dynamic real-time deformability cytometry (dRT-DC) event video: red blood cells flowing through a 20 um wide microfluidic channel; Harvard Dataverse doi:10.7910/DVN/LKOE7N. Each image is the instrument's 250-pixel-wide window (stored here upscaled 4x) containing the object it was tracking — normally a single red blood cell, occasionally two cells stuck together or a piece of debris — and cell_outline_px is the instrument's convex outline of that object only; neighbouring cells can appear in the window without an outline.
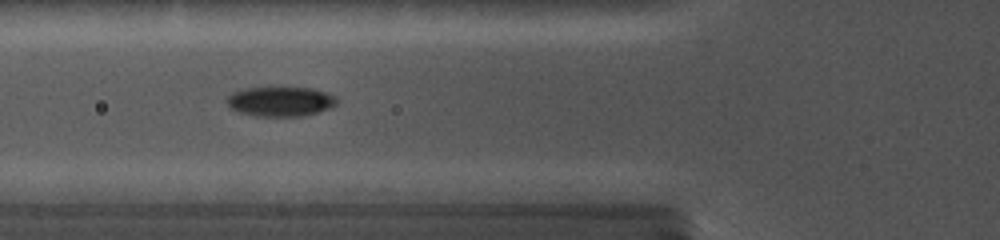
{"species": "common noctule bat (a hibernating species)", "species_latin": "Nyctalus noctula", "temperature_condition": "cold", "stored_images_in_passage": 20, "camera_frame_rate_fps": 5000, "um_per_image_px": 0.085, "animal": {"sex": "female", "body_mass_g": 19.0, "forearm_length_mm": 56.7}, "frame": {"image": 1, "passage_image": 16, "time_ms": 6.0, "image_size_px": [1000, 240], "cell_outline_px": [[336, 104], [328, 108], [304, 116], [252, 116], [236, 112], [228, 108], [228, 96], [232, 92], [248, 88], [308, 88], [324, 92], [332, 96], [336, 100]], "centroid_in_image_um": [23.75, 8.64], "position_along_channel_um": 102.1, "area_um2": 18.73}}